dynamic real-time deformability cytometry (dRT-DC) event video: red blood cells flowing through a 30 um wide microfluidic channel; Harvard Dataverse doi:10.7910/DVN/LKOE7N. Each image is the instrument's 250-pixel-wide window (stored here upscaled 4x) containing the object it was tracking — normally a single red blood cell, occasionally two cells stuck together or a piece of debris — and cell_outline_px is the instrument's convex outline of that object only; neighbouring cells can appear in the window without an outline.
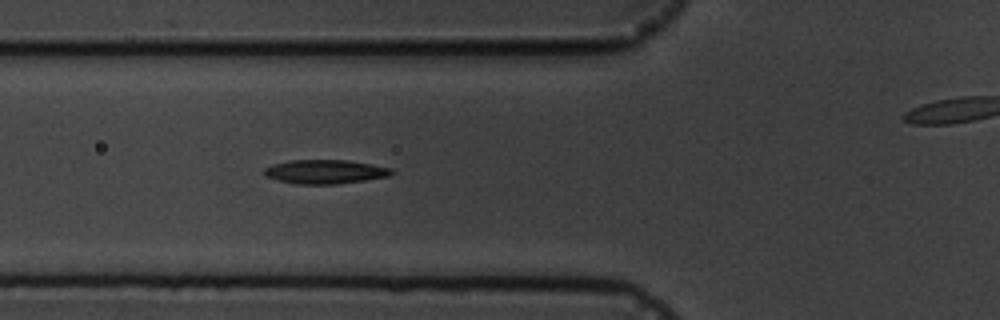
{"species": "common noctule bat (a hibernating species)", "species_latin": "Nyctalus noctula", "temperature_condition": "cold", "stored_images_in_passage": 6, "segment_of_instrument_passage": [1, 2], "camera_frame_rate_fps": 3000, "um_per_image_px": 0.085, "animal": {"sex": "male", "body_mass_g": 19.5, "forearm_length_mm": 54.6}, "frame": {"image": 1, "passage_image": 5, "time_ms": 4.667, "image_size_px": [1000, 320], "cell_outline_px": [[396, 172], [388, 176], [364, 180], [336, 184], [296, 184], [276, 180], [264, 176], [264, 168], [272, 164], [292, 160], [348, 160], [372, 164], [392, 168]], "centroid_in_image_um": [27.62, 14.59], "position_along_channel_um": 98.2, "area_um2": 17.92}}